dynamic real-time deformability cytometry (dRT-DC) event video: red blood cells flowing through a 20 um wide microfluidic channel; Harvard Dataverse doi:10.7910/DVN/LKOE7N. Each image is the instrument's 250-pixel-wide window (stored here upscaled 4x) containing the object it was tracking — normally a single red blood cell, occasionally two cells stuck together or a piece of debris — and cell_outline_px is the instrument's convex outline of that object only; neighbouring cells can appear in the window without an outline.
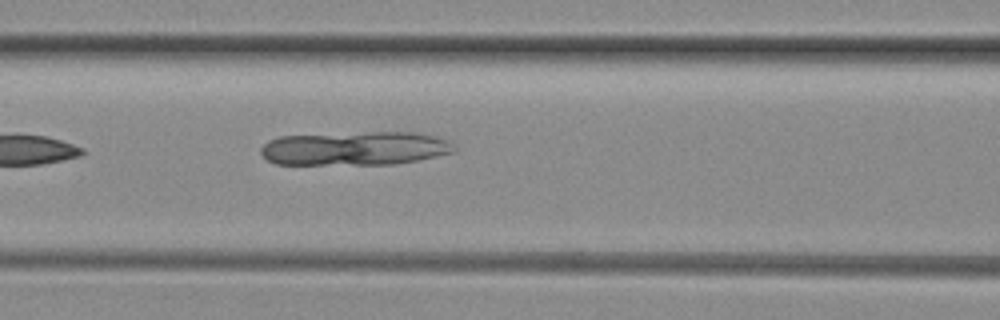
{"species": "common noctule bat (a hibernating species)", "species_latin": "Nyctalus noctula", "temperature_condition": "room temperature", "stored_images_in_passage": 3, "camera_frame_rate_fps": 3000, "um_per_image_px": 0.085, "animal": {"sex": "female", "body_mass_g": 29.2, "forearm_length_mm": 56.3}, "frame": {"image": 1, "passage_image": 3, "time_ms": 0.667, "image_size_px": [1000, 320], "cell_outline_px": [[456, 148], [452, 152], [436, 156], [416, 160], [392, 164], [276, 164], [268, 160], [260, 152], [260, 148], [268, 140], [280, 136], [368, 132], [412, 132], [436, 136], [448, 140]], "centroid_in_image_um": [30.15, 12.6], "position_along_channel_um": 136.4, "area_um2": 37.92}}